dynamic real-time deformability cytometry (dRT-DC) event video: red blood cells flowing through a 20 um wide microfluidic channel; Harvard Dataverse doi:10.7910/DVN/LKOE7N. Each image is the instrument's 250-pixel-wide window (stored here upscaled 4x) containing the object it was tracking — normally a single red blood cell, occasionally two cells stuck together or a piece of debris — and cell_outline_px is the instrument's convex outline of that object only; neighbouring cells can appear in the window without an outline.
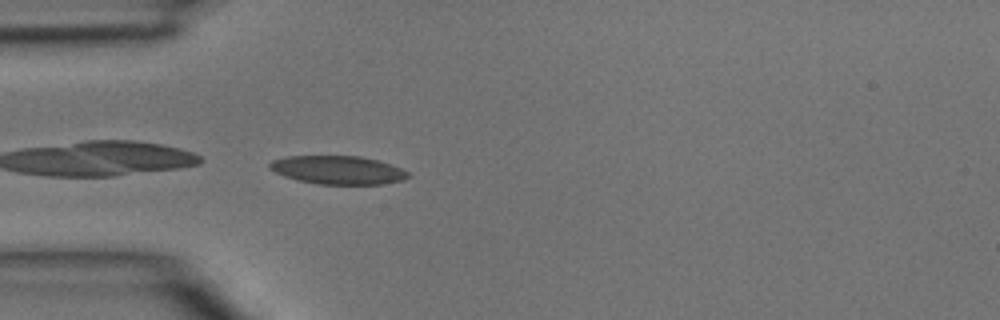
{"species": "common noctule bat (a hibernating species)", "species_latin": "Nyctalus noctula", "temperature_condition": "room temperature", "stored_images_in_passage": 4, "camera_frame_rate_fps": 3000, "um_per_image_px": 0.085, "animal": {"sex": "male", "body_mass_g": 15.6}, "frame": {"image": 1, "passage_image": 4, "time_ms": 1.0, "image_size_px": [1000, 320], "cell_outline_px": [[408, 176], [404, 180], [384, 184], [316, 184], [296, 180], [284, 176], [268, 168], [268, 164], [272, 160], [288, 156], [360, 156], [376, 160], [400, 168], [408, 172]], "centroid_in_image_um": [28.68, 14.45], "position_along_channel_um": 56.3, "area_um2": 22.83}}